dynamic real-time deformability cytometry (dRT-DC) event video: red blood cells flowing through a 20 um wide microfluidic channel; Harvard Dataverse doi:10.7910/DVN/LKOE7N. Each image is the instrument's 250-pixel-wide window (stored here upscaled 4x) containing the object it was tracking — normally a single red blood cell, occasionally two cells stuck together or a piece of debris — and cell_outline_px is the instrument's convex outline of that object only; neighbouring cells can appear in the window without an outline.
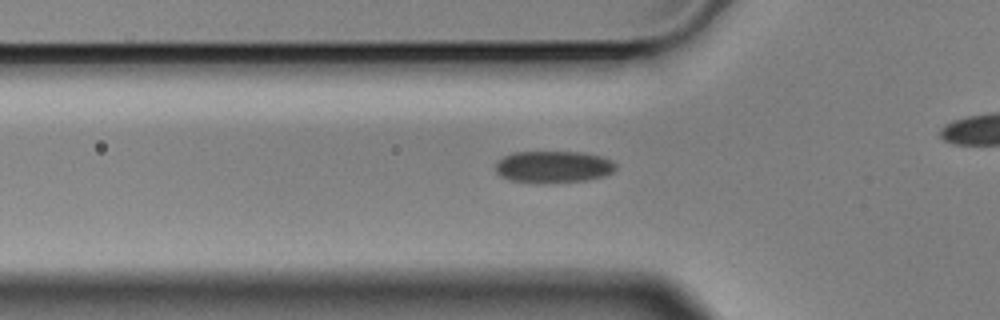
{"species": "Egyptian fruit bat (a non-hibernating species)", "species_latin": "Rousettus aegyptiacus", "temperature_condition": "cold", "stored_images_in_passage": 32, "camera_frame_rate_fps": 3000, "um_per_image_px": 0.085, "animal": {"sex": "male"}, "frame": {"image": 1, "passage_image": 5, "time_ms": 1.333, "image_size_px": [1000, 320], "cell_outline_px": [[616, 168], [612, 172], [604, 176], [588, 180], [508, 180], [500, 176], [496, 172], [496, 164], [504, 156], [512, 152], [584, 152], [600, 156], [612, 160], [616, 164]], "centroid_in_image_um": [47.07, 14.13], "position_along_channel_um": 78.7, "area_um2": 21.5}}
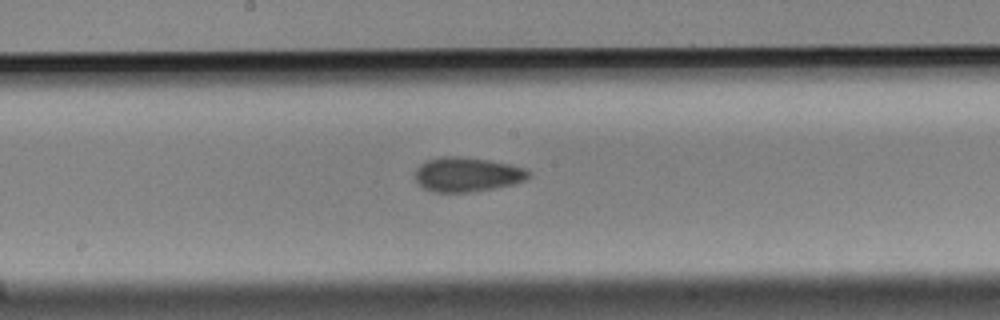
{"frame": {"image": 2, "passage_image": 16, "time_ms": 5.0, "image_size_px": [1000, 320], "cell_outline_px": [[532, 176], [524, 180], [512, 184], [496, 188], [472, 192], [432, 192], [424, 188], [416, 180], [416, 168], [420, 164], [428, 160], [444, 156], [456, 156], [488, 160], [508, 164], [524, 168], [532, 172]], "centroid_in_image_um": [39.72, 14.84], "position_along_channel_um": 208.5, "area_um2": 22.72}}
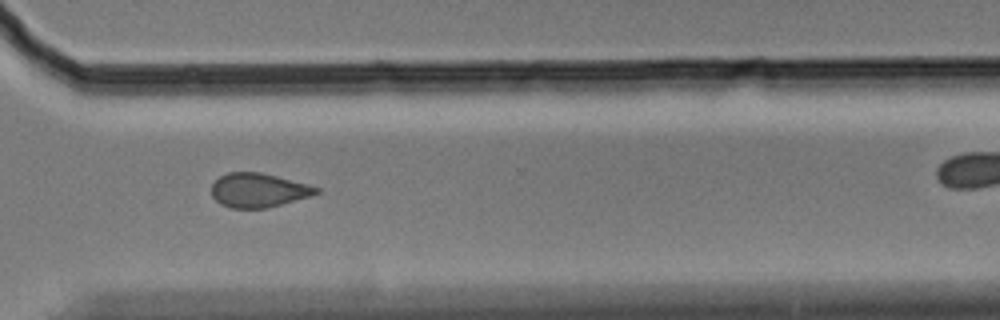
{"frame": {"image": 3, "passage_image": 28, "time_ms": 9.0, "image_size_px": [1000, 320], "cell_outline_px": [[320, 192], [308, 196], [280, 204], [264, 208], [232, 208], [220, 204], [212, 196], [212, 184], [220, 176], [228, 172], [260, 172], [308, 184], [320, 188]], "centroid_in_image_um": [21.93, 16.16], "position_along_channel_um": 348.7, "area_um2": 20.52}}